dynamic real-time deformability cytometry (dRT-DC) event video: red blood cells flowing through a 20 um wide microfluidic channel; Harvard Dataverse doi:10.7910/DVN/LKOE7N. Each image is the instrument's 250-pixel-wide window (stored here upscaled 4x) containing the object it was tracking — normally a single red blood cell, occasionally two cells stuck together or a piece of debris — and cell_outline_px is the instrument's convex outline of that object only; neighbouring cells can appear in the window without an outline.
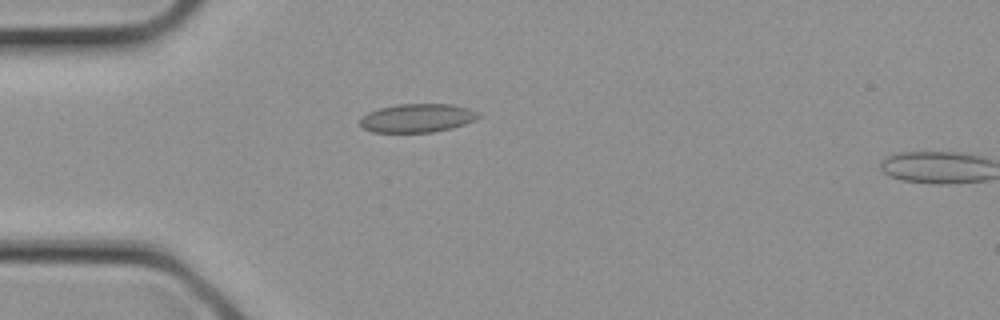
{"species": "common noctule bat (a hibernating species)", "species_latin": "Nyctalus noctula", "temperature_condition": "cold", "stored_images_in_passage": 2, "camera_frame_rate_fps": 3000, "um_per_image_px": 0.085, "animal": {"sex": "female", "body_mass_g": 21.9}, "frame": {"image": 1, "passage_image": 1, "time_ms": 0.0, "image_size_px": [1000, 320], "cell_outline_px": [[480, 116], [476, 120], [452, 128], [432, 132], [372, 132], [364, 128], [360, 124], [360, 116], [368, 112], [380, 108], [396, 104], [452, 104], [468, 108], [480, 112]], "centroid_in_image_um": [35.48, 10.03], "position_along_channel_um": 49.5, "area_um2": 19.83}}